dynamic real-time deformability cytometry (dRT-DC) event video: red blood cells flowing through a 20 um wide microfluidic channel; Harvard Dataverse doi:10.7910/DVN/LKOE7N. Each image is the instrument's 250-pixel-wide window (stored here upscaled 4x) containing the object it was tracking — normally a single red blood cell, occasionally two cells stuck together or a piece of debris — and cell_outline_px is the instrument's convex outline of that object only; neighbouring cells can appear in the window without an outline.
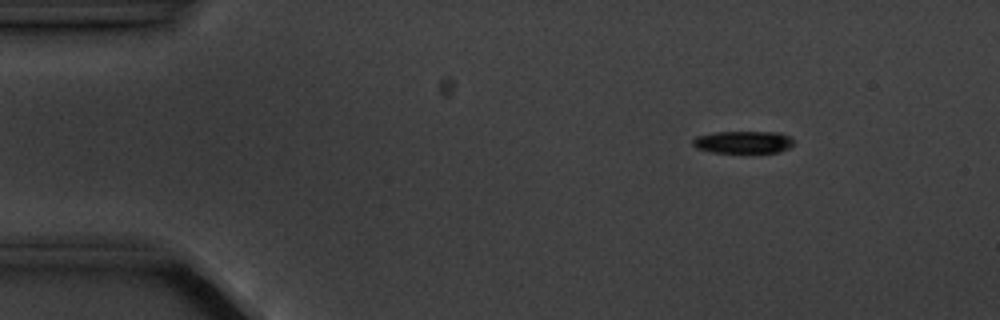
{"species": "common noctule bat (a hibernating species)", "species_latin": "Nyctalus noctula", "temperature_condition": "cold", "stored_images_in_passage": 6, "camera_frame_rate_fps": 3000, "um_per_image_px": 0.085, "animal": {"sex": "male", "body_mass_g": 20.1, "forearm_length_mm": 53.5}, "frame": {"image": 1, "passage_image": 3, "time_ms": 2.333, "image_size_px": [1000, 320], "cell_outline_px": [[792, 144], [788, 148], [780, 152], [712, 152], [696, 148], [692, 144], [692, 140], [696, 136], [712, 132], [780, 132], [788, 136], [792, 140]], "centroid_in_image_um": [63.13, 12.07], "position_along_channel_um": 21.9, "area_um2": 13.06}}